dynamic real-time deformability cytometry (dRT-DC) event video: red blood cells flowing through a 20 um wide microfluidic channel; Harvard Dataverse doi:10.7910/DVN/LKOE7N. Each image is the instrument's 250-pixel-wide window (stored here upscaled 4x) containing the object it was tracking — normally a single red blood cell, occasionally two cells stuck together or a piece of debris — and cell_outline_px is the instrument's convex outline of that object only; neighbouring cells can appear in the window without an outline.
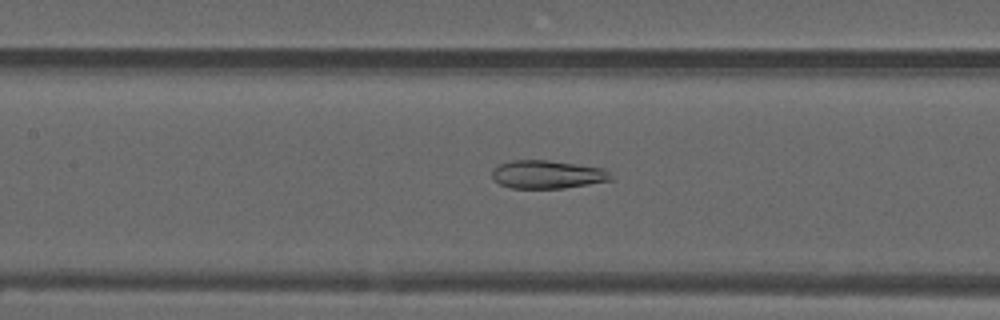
{"species": "common noctule bat (a hibernating species)", "species_latin": "Nyctalus noctula", "temperature_condition": "warm", "stored_images_in_passage": 37, "camera_frame_rate_fps": 3000, "um_per_image_px": 0.085, "animal": {"sex": "male", "forearm_length_mm": 52.5}, "frame": {"image": 1, "passage_image": 8, "time_ms": 2.333, "image_size_px": [1000, 320], "cell_outline_px": [[612, 180], [564, 188], [512, 188], [500, 184], [492, 176], [492, 172], [500, 164], [512, 160], [548, 160], [604, 168], [612, 176]], "centroid_in_image_um": [46.55, 14.83], "position_along_channel_um": 160.9, "area_um2": 19.31}}
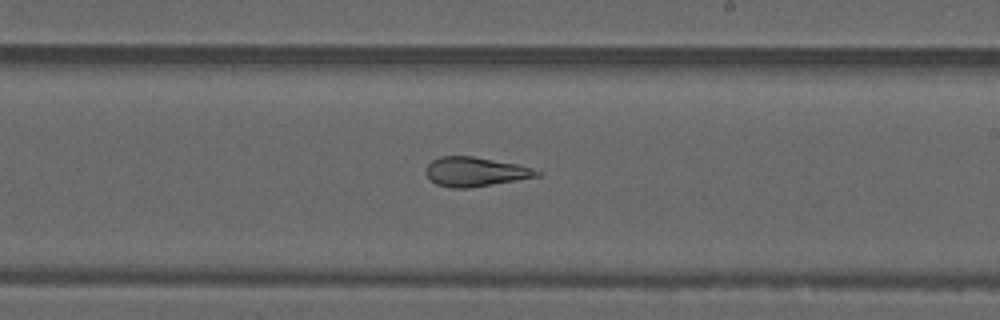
{"frame": {"image": 2, "passage_image": 15, "time_ms": 4.667, "image_size_px": [1000, 320], "cell_outline_px": [[544, 172], [540, 176], [468, 188], [452, 188], [436, 184], [424, 172], [428, 164], [432, 160], [440, 156], [472, 156], [516, 164], [532, 168]], "centroid_in_image_um": [40.39, 14.59], "position_along_channel_um": 248.6, "area_um2": 18.84}}
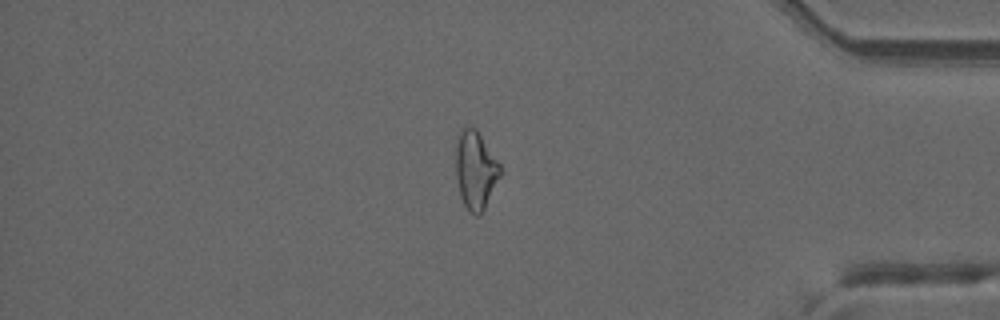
{"frame": {"image": 3, "passage_image": 29, "time_ms": 9.333, "image_size_px": [1000, 320], "cell_outline_px": [[504, 172], [480, 216], [476, 216], [464, 204], [460, 196], [456, 176], [456, 140], [460, 128], [464, 124], [476, 128], [500, 164]], "centroid_in_image_um": [40.43, 14.41], "position_along_channel_um": 394.8, "area_um2": 20.63}, "authors_computed_cell_mechanics": {"area_um2": 20.2878, "velocity_mm_per_s": 3.7816, "shape_relaxation_time_tau1_ms": null, "shape_relaxation_time_tau2_ms": 2.3648, "deformation_change_tau1": null, "deformation_change_tau2": 0.1189}}